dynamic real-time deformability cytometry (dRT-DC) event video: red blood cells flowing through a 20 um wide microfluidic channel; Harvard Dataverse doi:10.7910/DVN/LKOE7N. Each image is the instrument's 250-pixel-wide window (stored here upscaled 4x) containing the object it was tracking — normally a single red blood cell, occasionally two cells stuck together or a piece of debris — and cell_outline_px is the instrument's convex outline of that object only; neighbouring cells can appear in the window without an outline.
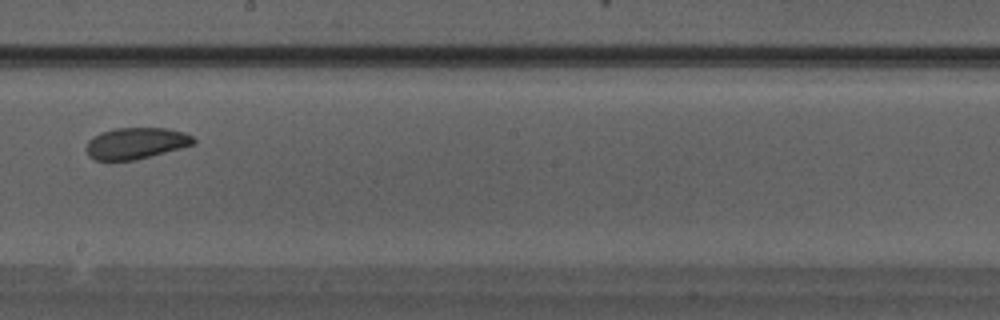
{"species": "Egyptian fruit bat (a non-hibernating species)", "species_latin": "Rousettus aegyptiacus", "temperature_condition": "warm", "stored_images_in_passage": 21, "camera_frame_rate_fps": 3000, "um_per_image_px": 0.085, "animal": {"sex": "male"}, "frame": {"image": 1, "passage_image": 10, "time_ms": 3.0, "image_size_px": [1000, 320], "cell_outline_px": [[196, 144], [136, 160], [96, 160], [88, 156], [88, 140], [92, 136], [100, 132], [116, 128], [164, 128], [184, 132], [192, 136], [196, 140]], "centroid_in_image_um": [11.58, 12.17], "position_along_channel_um": 236.6, "area_um2": 19.59}}